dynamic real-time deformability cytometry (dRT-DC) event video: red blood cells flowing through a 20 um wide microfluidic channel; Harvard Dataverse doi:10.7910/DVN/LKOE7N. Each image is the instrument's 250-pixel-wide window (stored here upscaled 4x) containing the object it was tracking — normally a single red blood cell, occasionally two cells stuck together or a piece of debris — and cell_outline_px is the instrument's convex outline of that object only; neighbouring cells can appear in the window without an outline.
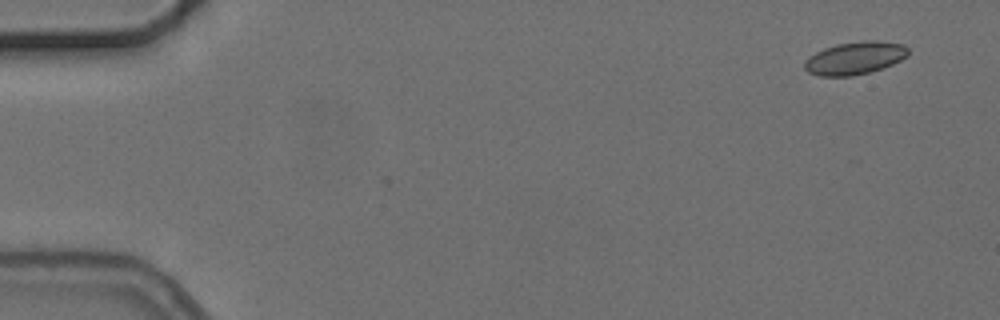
{"species": "common noctule bat (a hibernating species)", "species_latin": "Nyctalus noctula", "temperature_condition": "cold", "stored_images_in_passage": 5, "segment_of_instrument_passage": [1, 2], "camera_frame_rate_fps": 3000, "um_per_image_px": 0.085, "animal": {"sex": "female", "body_mass_g": 24.6, "forearm_length_mm": 56.2}, "frame": {"image": 1, "passage_image": 1, "time_ms": 0.0, "image_size_px": [1000, 320], "cell_outline_px": [[908, 56], [892, 64], [868, 72], [852, 76], [820, 76], [808, 72], [804, 68], [804, 60], [808, 56], [824, 48], [836, 44], [868, 40], [876, 40], [904, 44], [908, 48]], "centroid_in_image_um": [72.64, 4.93], "position_along_channel_um": 12.4, "area_um2": 19.77}}
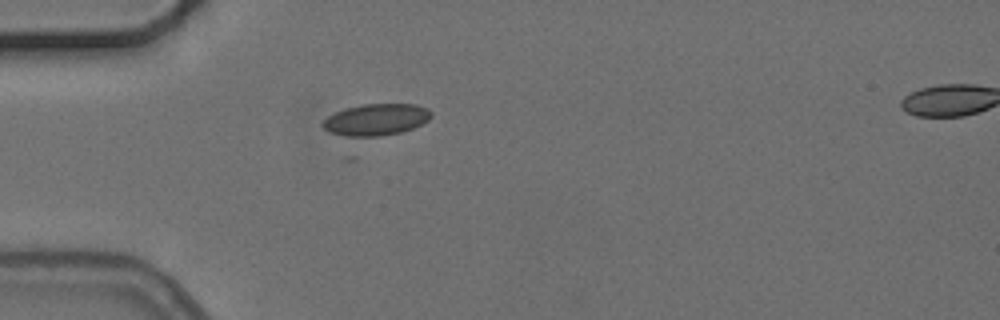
{"frame": {"image": 2, "passage_image": 4, "time_ms": 4.333, "image_size_px": [1000, 320], "cell_outline_px": [[432, 116], [428, 120], [412, 128], [400, 132], [380, 136], [352, 140], [328, 132], [320, 124], [328, 116], [336, 112], [348, 108], [364, 104], [416, 104], [428, 108], [432, 112]], "centroid_in_image_um": [31.92, 10.21], "position_along_channel_um": 53.1, "area_um2": 20.52}}